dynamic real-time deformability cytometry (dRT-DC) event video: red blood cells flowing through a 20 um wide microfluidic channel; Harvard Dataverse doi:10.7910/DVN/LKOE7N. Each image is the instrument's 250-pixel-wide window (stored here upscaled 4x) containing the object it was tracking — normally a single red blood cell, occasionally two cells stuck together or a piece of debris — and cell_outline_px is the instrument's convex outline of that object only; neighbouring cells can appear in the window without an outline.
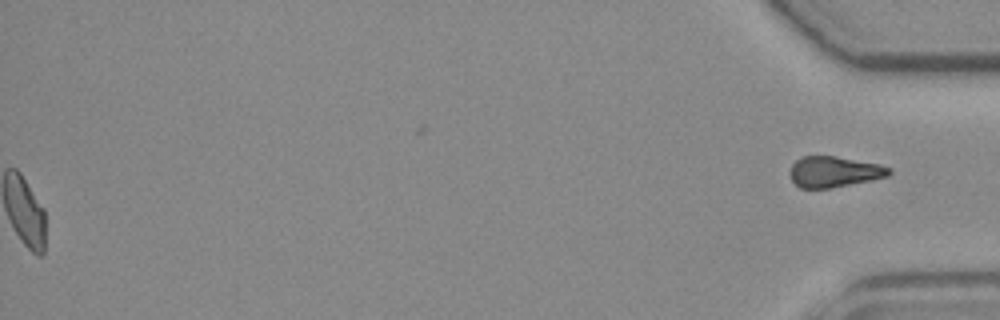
{"species": "common noctule bat (a hibernating species)", "species_latin": "Nyctalus noctula", "temperature_condition": "room temperature", "stored_images_in_passage": 54, "segment_of_instrument_passage": [2, 2], "camera_frame_rate_fps": 3000, "um_per_image_px": 0.085, "animal": {"sex": "female", "body_mass_g": 19.3, "forearm_length_mm": 54.1}, "frame": {"image": 1, "passage_image": 54, "time_ms": 17.667, "image_size_px": [1000, 320], "cell_outline_px": [[892, 172], [888, 176], [872, 180], [828, 188], [800, 188], [792, 180], [792, 164], [796, 160], [804, 156], [836, 156], [880, 164], [892, 168]], "centroid_in_image_um": [70.96, 14.59], "position_along_channel_um": 364.2, "area_um2": 17.63}}